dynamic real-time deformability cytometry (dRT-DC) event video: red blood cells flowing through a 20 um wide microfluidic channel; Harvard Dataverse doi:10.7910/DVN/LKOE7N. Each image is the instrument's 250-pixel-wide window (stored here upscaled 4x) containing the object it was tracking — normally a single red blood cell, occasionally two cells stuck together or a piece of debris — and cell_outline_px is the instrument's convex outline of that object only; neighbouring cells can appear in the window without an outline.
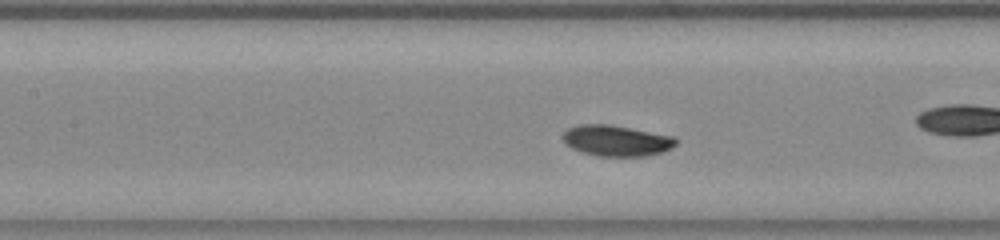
{"species": "common noctule bat (a hibernating species)", "species_latin": "Nyctalus noctula", "temperature_condition": "warm", "stored_images_in_passage": 39, "camera_frame_rate_fps": 3000, "um_per_image_px": 0.085, "animal": {"sex": "female", "body_mass_g": 23.0, "forearm_length_mm": 53.4}, "frame": {"image": 1, "passage_image": 17, "time_ms": 5.333, "image_size_px": [1000, 240], "cell_outline_px": [[676, 144], [672, 148], [660, 152], [644, 156], [596, 156], [580, 152], [564, 144], [564, 132], [568, 128], [580, 124], [608, 124], [676, 136]], "centroid_in_image_um": [52.39, 11.95], "position_along_channel_um": 155.0, "area_um2": 20.4}, "authors_computed_cell_mechanics": {"area_um2": 19.941, "velocity_mm_per_s": 3.7334, "shape_relaxation_time_tau1_ms": 0.9957, "shape_relaxation_time_tau2_ms": null, "deformation_change_tau1": 0.0939, "deformation_change_tau2": null}}